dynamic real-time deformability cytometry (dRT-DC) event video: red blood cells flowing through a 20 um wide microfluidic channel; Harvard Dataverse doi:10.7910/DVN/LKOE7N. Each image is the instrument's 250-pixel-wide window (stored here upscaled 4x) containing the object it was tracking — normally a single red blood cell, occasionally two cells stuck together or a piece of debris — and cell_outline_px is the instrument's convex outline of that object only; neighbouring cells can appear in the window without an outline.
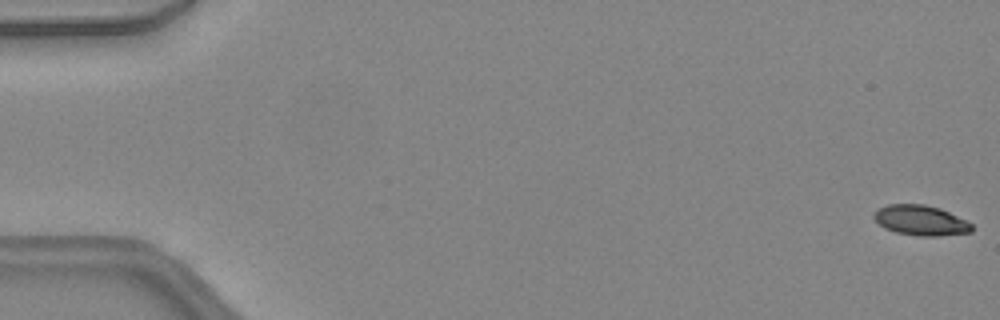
{"species": "common noctule bat (a hibernating species)", "species_latin": "Nyctalus noctula", "temperature_condition": "warm", "stored_images_in_passage": 47, "camera_frame_rate_fps": 3000, "um_per_image_px": 0.085, "animal": {"sex": "female", "body_mass_g": 24.6, "forearm_length_mm": 56.2}, "frame": {"image": 1, "passage_image": 1, "time_ms": 0.0, "image_size_px": [1000, 320], "cell_outline_px": [[972, 232], [936, 236], [920, 236], [896, 232], [884, 228], [872, 216], [880, 208], [888, 204], [924, 204], [940, 208], [972, 224]], "centroid_in_image_um": [78.25, 18.73], "position_along_channel_um": 6.7, "area_um2": 16.94}}
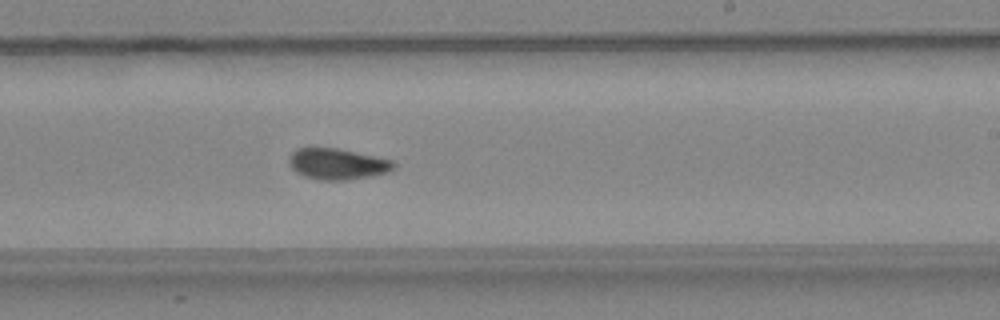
{"frame": {"image": 2, "passage_image": 29, "time_ms": 9.333, "image_size_px": [1000, 320], "cell_outline_px": [[396, 168], [388, 172], [372, 176], [348, 180], [320, 180], [304, 176], [296, 172], [288, 164], [288, 156], [296, 148], [336, 148], [392, 160], [396, 164]], "centroid_in_image_um": [28.66, 13.94], "position_along_channel_um": 260.3, "area_um2": 19.02}}
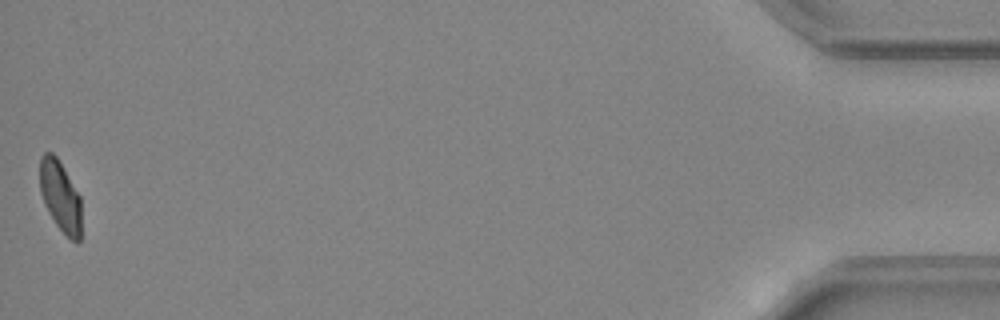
{"frame": {"image": 3, "passage_image": 47, "time_ms": 15.333, "image_size_px": [1000, 320], "cell_outline_px": [[80, 240], [76, 244], [56, 224], [44, 204], [40, 192], [40, 156], [44, 152], [52, 152], [56, 156], [80, 196]], "centroid_in_image_um": [5.11, 16.66], "position_along_channel_um": 430.1, "area_um2": 16.88}, "authors_computed_cell_mechanics": {"area_um2": 18.6116, "velocity_mm_per_s": 4.4556, "shape_relaxation_time_tau1_ms": null, "shape_relaxation_time_tau2_ms": 2.5824, "deformation_change_tau1": null, "deformation_change_tau2": 0.0701}}